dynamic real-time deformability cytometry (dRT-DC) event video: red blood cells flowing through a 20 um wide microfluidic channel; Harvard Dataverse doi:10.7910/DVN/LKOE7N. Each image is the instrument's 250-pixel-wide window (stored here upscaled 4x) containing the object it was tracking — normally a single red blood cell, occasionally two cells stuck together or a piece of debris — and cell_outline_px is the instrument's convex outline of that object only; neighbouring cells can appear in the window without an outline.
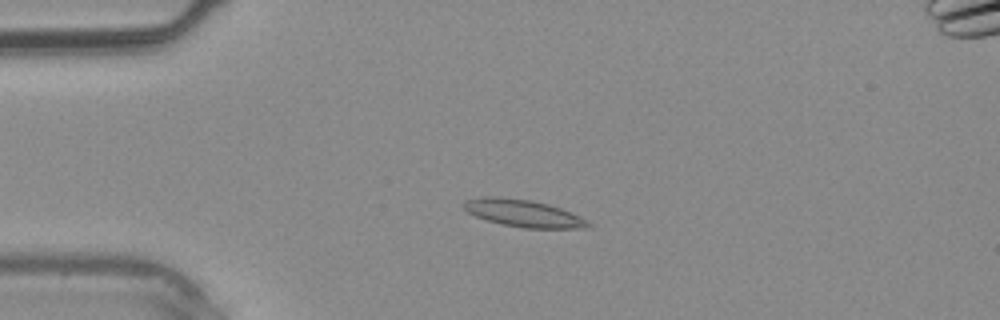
{"species": "common noctule bat (a hibernating species)", "species_latin": "Nyctalus noctula", "temperature_condition": "warm", "stored_images_in_passage": 3, "camera_frame_rate_fps": 3000, "um_per_image_px": 0.085, "animal": {"sex": "male", "body_mass_g": 20.4}, "frame": {"image": 1, "passage_image": 2, "time_ms": 1.0, "image_size_px": [1000, 320], "cell_outline_px": [[592, 224], [588, 228], [524, 228], [504, 224], [488, 220], [476, 216], [468, 212], [464, 208], [464, 200], [480, 196], [496, 196], [532, 200], [548, 204], [560, 208], [580, 216], [588, 220]], "centroid_in_image_um": [44.5, 18.11], "position_along_channel_um": 40.5, "area_um2": 19.71}}